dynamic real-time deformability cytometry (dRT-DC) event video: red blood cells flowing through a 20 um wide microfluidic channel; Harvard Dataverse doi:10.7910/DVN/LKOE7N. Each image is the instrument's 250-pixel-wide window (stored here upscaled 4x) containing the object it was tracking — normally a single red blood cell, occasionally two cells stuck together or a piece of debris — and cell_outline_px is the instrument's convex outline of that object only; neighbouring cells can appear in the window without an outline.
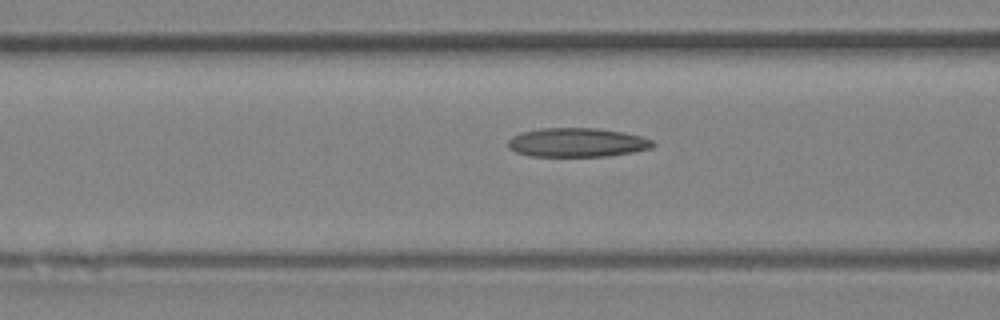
{"species": "Egyptian fruit bat (a non-hibernating species)", "species_latin": "Rousettus aegyptiacus", "temperature_condition": "room temperature", "stored_images_in_passage": 15, "camera_frame_rate_fps": 3000, "um_per_image_px": 0.085, "animal": {"sex": "female"}, "frame": {"image": 1, "passage_image": 13, "time_ms": 4.0, "image_size_px": [1000, 320], "cell_outline_px": [[656, 144], [652, 148], [632, 152], [608, 156], [528, 156], [516, 152], [508, 148], [508, 140], [512, 136], [524, 132], [540, 128], [596, 128], [624, 132], [640, 136], [652, 140]], "centroid_in_image_um": [49.05, 12.11], "position_along_channel_um": 117.5, "area_um2": 24.51}}